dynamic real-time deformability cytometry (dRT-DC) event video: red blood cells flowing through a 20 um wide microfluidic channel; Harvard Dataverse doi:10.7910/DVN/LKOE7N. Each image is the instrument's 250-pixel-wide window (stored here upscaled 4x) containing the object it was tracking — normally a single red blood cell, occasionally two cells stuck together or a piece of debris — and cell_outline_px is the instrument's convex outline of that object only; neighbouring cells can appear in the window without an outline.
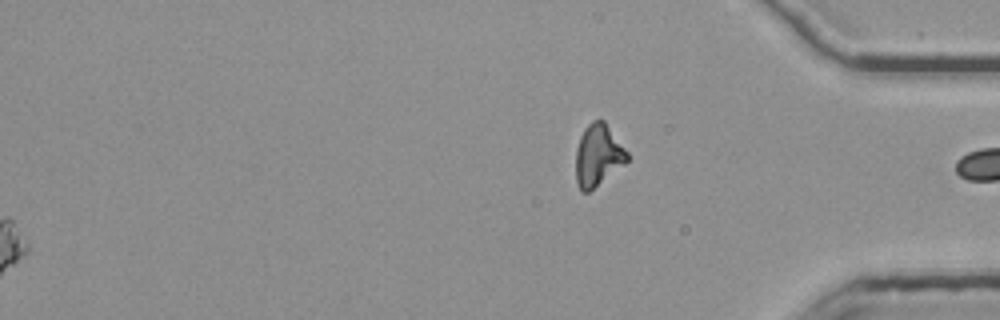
{"species": "common noctule bat (a hibernating species)", "species_latin": "Nyctalus noctula", "temperature_condition": "room temperature", "stored_images_in_passage": 55, "segment_of_instrument_passage": [3, 3], "camera_frame_rate_fps": 3000, "um_per_image_px": 0.085, "animal": {"sex": "female", "body_mass_g": 25.1}, "frame": {"image": 1, "passage_image": 55, "time_ms": 18.0, "image_size_px": [1000, 320], "cell_outline_px": [[628, 160], [624, 164], [588, 192], [580, 192], [576, 180], [576, 148], [580, 136], [584, 128], [592, 120], [604, 120], [628, 152]], "centroid_in_image_um": [50.81, 13.18], "position_along_channel_um": 384.4, "area_um2": 18.38}}